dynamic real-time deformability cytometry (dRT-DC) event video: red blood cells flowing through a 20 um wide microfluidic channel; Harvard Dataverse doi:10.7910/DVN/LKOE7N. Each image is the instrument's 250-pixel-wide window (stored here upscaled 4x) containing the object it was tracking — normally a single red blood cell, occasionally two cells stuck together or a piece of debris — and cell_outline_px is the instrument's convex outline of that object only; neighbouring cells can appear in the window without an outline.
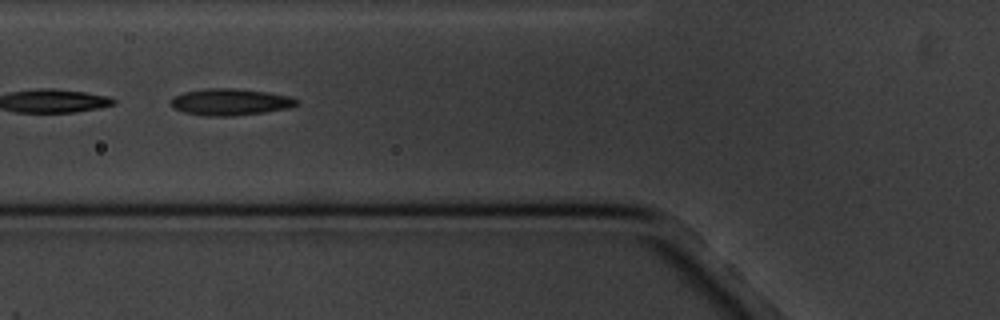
{"species": "common noctule bat (a hibernating species)", "species_latin": "Nyctalus noctula", "temperature_condition": "cold", "stored_images_in_passage": 14, "camera_frame_rate_fps": 3000, "um_per_image_px": 0.085, "animal": {"sex": "male", "body_mass_g": 20.1, "forearm_length_mm": 53.5}, "frame": {"image": 1, "passage_image": 5, "time_ms": 4.667, "image_size_px": [1000, 320], "cell_outline_px": [[300, 104], [288, 108], [264, 112], [228, 116], [208, 116], [184, 112], [172, 108], [168, 104], [168, 100], [172, 96], [184, 92], [208, 88], [236, 88], [268, 92], [292, 96], [300, 100]], "centroid_in_image_um": [19.56, 8.66], "position_along_channel_um": 106.2, "area_um2": 19.88}}
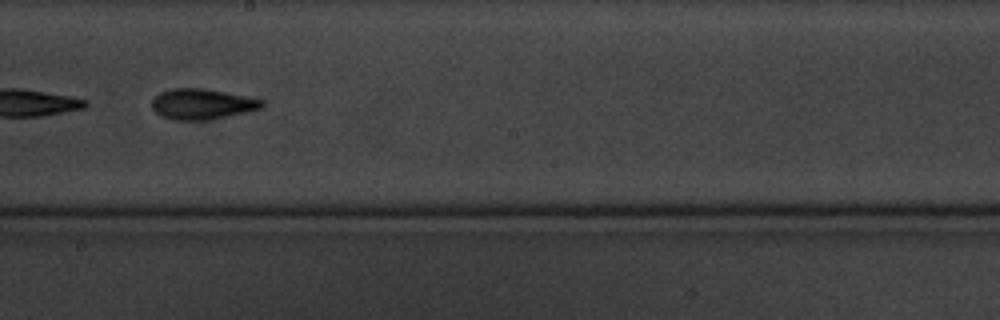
{"frame": {"image": 2, "passage_image": 8, "time_ms": 8.333, "image_size_px": [1000, 320], "cell_outline_px": [[264, 104], [260, 108], [248, 112], [208, 120], [172, 120], [160, 116], [152, 108], [152, 100], [160, 92], [168, 88], [200, 88], [224, 92], [264, 100]], "centroid_in_image_um": [17.14, 8.85], "position_along_channel_um": 231.1, "area_um2": 19.59}, "authors_computed_cell_mechanics": {"area_um2": 19.3341, "velocity_mm_per_s": 3.4288, "shape_relaxation_time_tau1_ms": 2.8774, "shape_relaxation_time_tau2_ms": 3.7255, "deformation_change_tau1": 0.1088, "deformation_change_tau2": 0.1144}}